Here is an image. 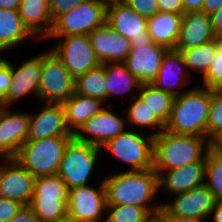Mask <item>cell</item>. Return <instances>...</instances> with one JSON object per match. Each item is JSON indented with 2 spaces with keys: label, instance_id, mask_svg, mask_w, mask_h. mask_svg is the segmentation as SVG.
<instances>
[{
  "label": "cell",
  "instance_id": "1",
  "mask_svg": "<svg viewBox=\"0 0 222 222\" xmlns=\"http://www.w3.org/2000/svg\"><path fill=\"white\" fill-rule=\"evenodd\" d=\"M103 181L107 205L138 206L150 214L157 213L162 208V203H152L159 193L158 174L153 168L115 172L104 177Z\"/></svg>",
  "mask_w": 222,
  "mask_h": 222
},
{
  "label": "cell",
  "instance_id": "2",
  "mask_svg": "<svg viewBox=\"0 0 222 222\" xmlns=\"http://www.w3.org/2000/svg\"><path fill=\"white\" fill-rule=\"evenodd\" d=\"M210 141L206 137L163 130L154 136L153 170L164 172L196 161H206Z\"/></svg>",
  "mask_w": 222,
  "mask_h": 222
},
{
  "label": "cell",
  "instance_id": "3",
  "mask_svg": "<svg viewBox=\"0 0 222 222\" xmlns=\"http://www.w3.org/2000/svg\"><path fill=\"white\" fill-rule=\"evenodd\" d=\"M211 103V89L188 88L174 98L165 130L184 135L206 137L207 119Z\"/></svg>",
  "mask_w": 222,
  "mask_h": 222
},
{
  "label": "cell",
  "instance_id": "4",
  "mask_svg": "<svg viewBox=\"0 0 222 222\" xmlns=\"http://www.w3.org/2000/svg\"><path fill=\"white\" fill-rule=\"evenodd\" d=\"M74 136H55L41 140H27L13 157L35 178L57 175L68 143Z\"/></svg>",
  "mask_w": 222,
  "mask_h": 222
},
{
  "label": "cell",
  "instance_id": "5",
  "mask_svg": "<svg viewBox=\"0 0 222 222\" xmlns=\"http://www.w3.org/2000/svg\"><path fill=\"white\" fill-rule=\"evenodd\" d=\"M101 149L108 151L112 158H118L129 166L128 171L153 168L154 136H145L139 131L126 130L108 141Z\"/></svg>",
  "mask_w": 222,
  "mask_h": 222
},
{
  "label": "cell",
  "instance_id": "6",
  "mask_svg": "<svg viewBox=\"0 0 222 222\" xmlns=\"http://www.w3.org/2000/svg\"><path fill=\"white\" fill-rule=\"evenodd\" d=\"M100 151L103 150L75 138L68 143L57 173L68 189L89 185Z\"/></svg>",
  "mask_w": 222,
  "mask_h": 222
},
{
  "label": "cell",
  "instance_id": "7",
  "mask_svg": "<svg viewBox=\"0 0 222 222\" xmlns=\"http://www.w3.org/2000/svg\"><path fill=\"white\" fill-rule=\"evenodd\" d=\"M107 6L97 0H85L67 13L58 16L54 21L50 37L67 35H89L93 30L106 23Z\"/></svg>",
  "mask_w": 222,
  "mask_h": 222
},
{
  "label": "cell",
  "instance_id": "8",
  "mask_svg": "<svg viewBox=\"0 0 222 222\" xmlns=\"http://www.w3.org/2000/svg\"><path fill=\"white\" fill-rule=\"evenodd\" d=\"M75 93V79L57 55L49 49L42 53L38 99L43 103L63 104Z\"/></svg>",
  "mask_w": 222,
  "mask_h": 222
},
{
  "label": "cell",
  "instance_id": "9",
  "mask_svg": "<svg viewBox=\"0 0 222 222\" xmlns=\"http://www.w3.org/2000/svg\"><path fill=\"white\" fill-rule=\"evenodd\" d=\"M51 38L58 40L51 50L62 61L74 79L101 65L91 46L89 35H67Z\"/></svg>",
  "mask_w": 222,
  "mask_h": 222
},
{
  "label": "cell",
  "instance_id": "10",
  "mask_svg": "<svg viewBox=\"0 0 222 222\" xmlns=\"http://www.w3.org/2000/svg\"><path fill=\"white\" fill-rule=\"evenodd\" d=\"M67 208L68 216L77 222H105L107 198L103 179L97 188L91 184L69 189Z\"/></svg>",
  "mask_w": 222,
  "mask_h": 222
},
{
  "label": "cell",
  "instance_id": "11",
  "mask_svg": "<svg viewBox=\"0 0 222 222\" xmlns=\"http://www.w3.org/2000/svg\"><path fill=\"white\" fill-rule=\"evenodd\" d=\"M126 124V116L123 118L104 106L97 115L91 117L78 129L74 138L79 142L101 148L108 141L125 132Z\"/></svg>",
  "mask_w": 222,
  "mask_h": 222
},
{
  "label": "cell",
  "instance_id": "12",
  "mask_svg": "<svg viewBox=\"0 0 222 222\" xmlns=\"http://www.w3.org/2000/svg\"><path fill=\"white\" fill-rule=\"evenodd\" d=\"M167 50L151 40L136 42L123 63L141 84H151L158 75Z\"/></svg>",
  "mask_w": 222,
  "mask_h": 222
},
{
  "label": "cell",
  "instance_id": "13",
  "mask_svg": "<svg viewBox=\"0 0 222 222\" xmlns=\"http://www.w3.org/2000/svg\"><path fill=\"white\" fill-rule=\"evenodd\" d=\"M41 71L42 53L23 61L18 68L11 63L10 86L6 95L0 100V106L10 107L28 94L38 99Z\"/></svg>",
  "mask_w": 222,
  "mask_h": 222
},
{
  "label": "cell",
  "instance_id": "14",
  "mask_svg": "<svg viewBox=\"0 0 222 222\" xmlns=\"http://www.w3.org/2000/svg\"><path fill=\"white\" fill-rule=\"evenodd\" d=\"M0 163V197L29 205L35 177L13 158H2Z\"/></svg>",
  "mask_w": 222,
  "mask_h": 222
},
{
  "label": "cell",
  "instance_id": "15",
  "mask_svg": "<svg viewBox=\"0 0 222 222\" xmlns=\"http://www.w3.org/2000/svg\"><path fill=\"white\" fill-rule=\"evenodd\" d=\"M28 133L29 113L0 106V160L13 158L27 141Z\"/></svg>",
  "mask_w": 222,
  "mask_h": 222
},
{
  "label": "cell",
  "instance_id": "16",
  "mask_svg": "<svg viewBox=\"0 0 222 222\" xmlns=\"http://www.w3.org/2000/svg\"><path fill=\"white\" fill-rule=\"evenodd\" d=\"M216 202L212 192L203 184L176 194L173 201L162 203V207L172 216L206 219Z\"/></svg>",
  "mask_w": 222,
  "mask_h": 222
},
{
  "label": "cell",
  "instance_id": "17",
  "mask_svg": "<svg viewBox=\"0 0 222 222\" xmlns=\"http://www.w3.org/2000/svg\"><path fill=\"white\" fill-rule=\"evenodd\" d=\"M74 136L67 127L63 104L44 103L37 114L29 113L27 140Z\"/></svg>",
  "mask_w": 222,
  "mask_h": 222
},
{
  "label": "cell",
  "instance_id": "18",
  "mask_svg": "<svg viewBox=\"0 0 222 222\" xmlns=\"http://www.w3.org/2000/svg\"><path fill=\"white\" fill-rule=\"evenodd\" d=\"M147 18L139 15L125 2L107 5L106 23L131 43L150 40Z\"/></svg>",
  "mask_w": 222,
  "mask_h": 222
},
{
  "label": "cell",
  "instance_id": "19",
  "mask_svg": "<svg viewBox=\"0 0 222 222\" xmlns=\"http://www.w3.org/2000/svg\"><path fill=\"white\" fill-rule=\"evenodd\" d=\"M91 46L101 64L124 62L132 43L107 23L89 34Z\"/></svg>",
  "mask_w": 222,
  "mask_h": 222
},
{
  "label": "cell",
  "instance_id": "20",
  "mask_svg": "<svg viewBox=\"0 0 222 222\" xmlns=\"http://www.w3.org/2000/svg\"><path fill=\"white\" fill-rule=\"evenodd\" d=\"M190 82H192L190 74L181 52L168 49L162 60L158 75L151 84L155 88L177 97L183 93L182 88H186Z\"/></svg>",
  "mask_w": 222,
  "mask_h": 222
},
{
  "label": "cell",
  "instance_id": "21",
  "mask_svg": "<svg viewBox=\"0 0 222 222\" xmlns=\"http://www.w3.org/2000/svg\"><path fill=\"white\" fill-rule=\"evenodd\" d=\"M206 161H196L178 169H171L158 174L160 189L176 195L194 189L204 184Z\"/></svg>",
  "mask_w": 222,
  "mask_h": 222
},
{
  "label": "cell",
  "instance_id": "22",
  "mask_svg": "<svg viewBox=\"0 0 222 222\" xmlns=\"http://www.w3.org/2000/svg\"><path fill=\"white\" fill-rule=\"evenodd\" d=\"M215 39L210 15L202 11L187 12L183 14L180 34L174 49L188 50Z\"/></svg>",
  "mask_w": 222,
  "mask_h": 222
},
{
  "label": "cell",
  "instance_id": "23",
  "mask_svg": "<svg viewBox=\"0 0 222 222\" xmlns=\"http://www.w3.org/2000/svg\"><path fill=\"white\" fill-rule=\"evenodd\" d=\"M183 14L161 12L148 18L147 32L153 43L174 49L180 34Z\"/></svg>",
  "mask_w": 222,
  "mask_h": 222
},
{
  "label": "cell",
  "instance_id": "24",
  "mask_svg": "<svg viewBox=\"0 0 222 222\" xmlns=\"http://www.w3.org/2000/svg\"><path fill=\"white\" fill-rule=\"evenodd\" d=\"M18 13L23 24L35 37L46 38L50 33L53 19L50 15L49 0H21Z\"/></svg>",
  "mask_w": 222,
  "mask_h": 222
},
{
  "label": "cell",
  "instance_id": "25",
  "mask_svg": "<svg viewBox=\"0 0 222 222\" xmlns=\"http://www.w3.org/2000/svg\"><path fill=\"white\" fill-rule=\"evenodd\" d=\"M103 103L105 104L99 99L77 93L66 100L63 106L66 124L70 132L74 135L87 120L97 115L103 109Z\"/></svg>",
  "mask_w": 222,
  "mask_h": 222
},
{
  "label": "cell",
  "instance_id": "26",
  "mask_svg": "<svg viewBox=\"0 0 222 222\" xmlns=\"http://www.w3.org/2000/svg\"><path fill=\"white\" fill-rule=\"evenodd\" d=\"M31 37L36 38L23 24L18 10L0 9V52L15 49Z\"/></svg>",
  "mask_w": 222,
  "mask_h": 222
},
{
  "label": "cell",
  "instance_id": "27",
  "mask_svg": "<svg viewBox=\"0 0 222 222\" xmlns=\"http://www.w3.org/2000/svg\"><path fill=\"white\" fill-rule=\"evenodd\" d=\"M107 99L114 95L131 93L134 88L140 89L141 83L127 69L123 62L106 63Z\"/></svg>",
  "mask_w": 222,
  "mask_h": 222
},
{
  "label": "cell",
  "instance_id": "28",
  "mask_svg": "<svg viewBox=\"0 0 222 222\" xmlns=\"http://www.w3.org/2000/svg\"><path fill=\"white\" fill-rule=\"evenodd\" d=\"M106 63L87 71L75 79V93L101 100H107Z\"/></svg>",
  "mask_w": 222,
  "mask_h": 222
},
{
  "label": "cell",
  "instance_id": "29",
  "mask_svg": "<svg viewBox=\"0 0 222 222\" xmlns=\"http://www.w3.org/2000/svg\"><path fill=\"white\" fill-rule=\"evenodd\" d=\"M181 52L184 62L187 66L188 72L191 75V72L195 71L196 73H201L202 77L207 73L208 68L212 62L216 59L219 44L217 40H213L197 47L188 49V50H178ZM192 70V71H190Z\"/></svg>",
  "mask_w": 222,
  "mask_h": 222
},
{
  "label": "cell",
  "instance_id": "30",
  "mask_svg": "<svg viewBox=\"0 0 222 222\" xmlns=\"http://www.w3.org/2000/svg\"><path fill=\"white\" fill-rule=\"evenodd\" d=\"M138 96L165 125L170 117L175 97L166 91L155 88L152 84H141Z\"/></svg>",
  "mask_w": 222,
  "mask_h": 222
},
{
  "label": "cell",
  "instance_id": "31",
  "mask_svg": "<svg viewBox=\"0 0 222 222\" xmlns=\"http://www.w3.org/2000/svg\"><path fill=\"white\" fill-rule=\"evenodd\" d=\"M68 197L32 196L29 207L39 222H51L68 215Z\"/></svg>",
  "mask_w": 222,
  "mask_h": 222
},
{
  "label": "cell",
  "instance_id": "32",
  "mask_svg": "<svg viewBox=\"0 0 222 222\" xmlns=\"http://www.w3.org/2000/svg\"><path fill=\"white\" fill-rule=\"evenodd\" d=\"M136 90L135 95L131 98L133 101L130 106L125 109L127 124L140 127L155 128L156 132H152V136H157L164 129L165 125L155 116L154 112L150 110L148 105L138 96ZM160 131H158V130Z\"/></svg>",
  "mask_w": 222,
  "mask_h": 222
},
{
  "label": "cell",
  "instance_id": "33",
  "mask_svg": "<svg viewBox=\"0 0 222 222\" xmlns=\"http://www.w3.org/2000/svg\"><path fill=\"white\" fill-rule=\"evenodd\" d=\"M204 184L216 201H222V154L211 149L206 157Z\"/></svg>",
  "mask_w": 222,
  "mask_h": 222
},
{
  "label": "cell",
  "instance_id": "34",
  "mask_svg": "<svg viewBox=\"0 0 222 222\" xmlns=\"http://www.w3.org/2000/svg\"><path fill=\"white\" fill-rule=\"evenodd\" d=\"M105 222H146L151 215L145 208L132 205H107Z\"/></svg>",
  "mask_w": 222,
  "mask_h": 222
},
{
  "label": "cell",
  "instance_id": "35",
  "mask_svg": "<svg viewBox=\"0 0 222 222\" xmlns=\"http://www.w3.org/2000/svg\"><path fill=\"white\" fill-rule=\"evenodd\" d=\"M69 189L58 175L37 177L32 196L68 197Z\"/></svg>",
  "mask_w": 222,
  "mask_h": 222
},
{
  "label": "cell",
  "instance_id": "36",
  "mask_svg": "<svg viewBox=\"0 0 222 222\" xmlns=\"http://www.w3.org/2000/svg\"><path fill=\"white\" fill-rule=\"evenodd\" d=\"M222 131V88L211 89L206 138L210 141Z\"/></svg>",
  "mask_w": 222,
  "mask_h": 222
},
{
  "label": "cell",
  "instance_id": "37",
  "mask_svg": "<svg viewBox=\"0 0 222 222\" xmlns=\"http://www.w3.org/2000/svg\"><path fill=\"white\" fill-rule=\"evenodd\" d=\"M201 78L203 87L208 89L222 88V49L220 47L216 59Z\"/></svg>",
  "mask_w": 222,
  "mask_h": 222
},
{
  "label": "cell",
  "instance_id": "38",
  "mask_svg": "<svg viewBox=\"0 0 222 222\" xmlns=\"http://www.w3.org/2000/svg\"><path fill=\"white\" fill-rule=\"evenodd\" d=\"M135 12L145 18H151L159 12L157 0H124Z\"/></svg>",
  "mask_w": 222,
  "mask_h": 222
},
{
  "label": "cell",
  "instance_id": "39",
  "mask_svg": "<svg viewBox=\"0 0 222 222\" xmlns=\"http://www.w3.org/2000/svg\"><path fill=\"white\" fill-rule=\"evenodd\" d=\"M23 206L16 200L0 197V222H9Z\"/></svg>",
  "mask_w": 222,
  "mask_h": 222
},
{
  "label": "cell",
  "instance_id": "40",
  "mask_svg": "<svg viewBox=\"0 0 222 222\" xmlns=\"http://www.w3.org/2000/svg\"><path fill=\"white\" fill-rule=\"evenodd\" d=\"M85 0H49L50 15L53 21L60 15L69 12Z\"/></svg>",
  "mask_w": 222,
  "mask_h": 222
},
{
  "label": "cell",
  "instance_id": "41",
  "mask_svg": "<svg viewBox=\"0 0 222 222\" xmlns=\"http://www.w3.org/2000/svg\"><path fill=\"white\" fill-rule=\"evenodd\" d=\"M11 82V62L0 58V100L6 95Z\"/></svg>",
  "mask_w": 222,
  "mask_h": 222
},
{
  "label": "cell",
  "instance_id": "42",
  "mask_svg": "<svg viewBox=\"0 0 222 222\" xmlns=\"http://www.w3.org/2000/svg\"><path fill=\"white\" fill-rule=\"evenodd\" d=\"M159 11L184 14L182 0H157Z\"/></svg>",
  "mask_w": 222,
  "mask_h": 222
},
{
  "label": "cell",
  "instance_id": "43",
  "mask_svg": "<svg viewBox=\"0 0 222 222\" xmlns=\"http://www.w3.org/2000/svg\"><path fill=\"white\" fill-rule=\"evenodd\" d=\"M9 222H39L31 208L26 205Z\"/></svg>",
  "mask_w": 222,
  "mask_h": 222
},
{
  "label": "cell",
  "instance_id": "44",
  "mask_svg": "<svg viewBox=\"0 0 222 222\" xmlns=\"http://www.w3.org/2000/svg\"><path fill=\"white\" fill-rule=\"evenodd\" d=\"M159 213L167 220V222H204L205 219L192 217H176L170 215L163 207Z\"/></svg>",
  "mask_w": 222,
  "mask_h": 222
},
{
  "label": "cell",
  "instance_id": "45",
  "mask_svg": "<svg viewBox=\"0 0 222 222\" xmlns=\"http://www.w3.org/2000/svg\"><path fill=\"white\" fill-rule=\"evenodd\" d=\"M210 16L215 36L222 34V6Z\"/></svg>",
  "mask_w": 222,
  "mask_h": 222
},
{
  "label": "cell",
  "instance_id": "46",
  "mask_svg": "<svg viewBox=\"0 0 222 222\" xmlns=\"http://www.w3.org/2000/svg\"><path fill=\"white\" fill-rule=\"evenodd\" d=\"M184 13L201 11L205 0H182Z\"/></svg>",
  "mask_w": 222,
  "mask_h": 222
},
{
  "label": "cell",
  "instance_id": "47",
  "mask_svg": "<svg viewBox=\"0 0 222 222\" xmlns=\"http://www.w3.org/2000/svg\"><path fill=\"white\" fill-rule=\"evenodd\" d=\"M221 6L222 0H205L201 11L207 15H211L216 12Z\"/></svg>",
  "mask_w": 222,
  "mask_h": 222
},
{
  "label": "cell",
  "instance_id": "48",
  "mask_svg": "<svg viewBox=\"0 0 222 222\" xmlns=\"http://www.w3.org/2000/svg\"><path fill=\"white\" fill-rule=\"evenodd\" d=\"M210 149L218 154H222V131L210 140Z\"/></svg>",
  "mask_w": 222,
  "mask_h": 222
},
{
  "label": "cell",
  "instance_id": "49",
  "mask_svg": "<svg viewBox=\"0 0 222 222\" xmlns=\"http://www.w3.org/2000/svg\"><path fill=\"white\" fill-rule=\"evenodd\" d=\"M210 217H212L213 222H222V201L216 202L214 208L211 210Z\"/></svg>",
  "mask_w": 222,
  "mask_h": 222
},
{
  "label": "cell",
  "instance_id": "50",
  "mask_svg": "<svg viewBox=\"0 0 222 222\" xmlns=\"http://www.w3.org/2000/svg\"><path fill=\"white\" fill-rule=\"evenodd\" d=\"M21 0H0V9L18 10Z\"/></svg>",
  "mask_w": 222,
  "mask_h": 222
},
{
  "label": "cell",
  "instance_id": "51",
  "mask_svg": "<svg viewBox=\"0 0 222 222\" xmlns=\"http://www.w3.org/2000/svg\"><path fill=\"white\" fill-rule=\"evenodd\" d=\"M146 222H167V220L159 213L151 214Z\"/></svg>",
  "mask_w": 222,
  "mask_h": 222
},
{
  "label": "cell",
  "instance_id": "52",
  "mask_svg": "<svg viewBox=\"0 0 222 222\" xmlns=\"http://www.w3.org/2000/svg\"><path fill=\"white\" fill-rule=\"evenodd\" d=\"M97 1L104 3L106 6L114 3L124 2V0H97Z\"/></svg>",
  "mask_w": 222,
  "mask_h": 222
},
{
  "label": "cell",
  "instance_id": "53",
  "mask_svg": "<svg viewBox=\"0 0 222 222\" xmlns=\"http://www.w3.org/2000/svg\"><path fill=\"white\" fill-rule=\"evenodd\" d=\"M51 222H77L74 219H72L70 216H65L64 218L58 219V220H54Z\"/></svg>",
  "mask_w": 222,
  "mask_h": 222
},
{
  "label": "cell",
  "instance_id": "54",
  "mask_svg": "<svg viewBox=\"0 0 222 222\" xmlns=\"http://www.w3.org/2000/svg\"><path fill=\"white\" fill-rule=\"evenodd\" d=\"M216 40L219 44V47L222 49V34L217 35Z\"/></svg>",
  "mask_w": 222,
  "mask_h": 222
}]
</instances>
